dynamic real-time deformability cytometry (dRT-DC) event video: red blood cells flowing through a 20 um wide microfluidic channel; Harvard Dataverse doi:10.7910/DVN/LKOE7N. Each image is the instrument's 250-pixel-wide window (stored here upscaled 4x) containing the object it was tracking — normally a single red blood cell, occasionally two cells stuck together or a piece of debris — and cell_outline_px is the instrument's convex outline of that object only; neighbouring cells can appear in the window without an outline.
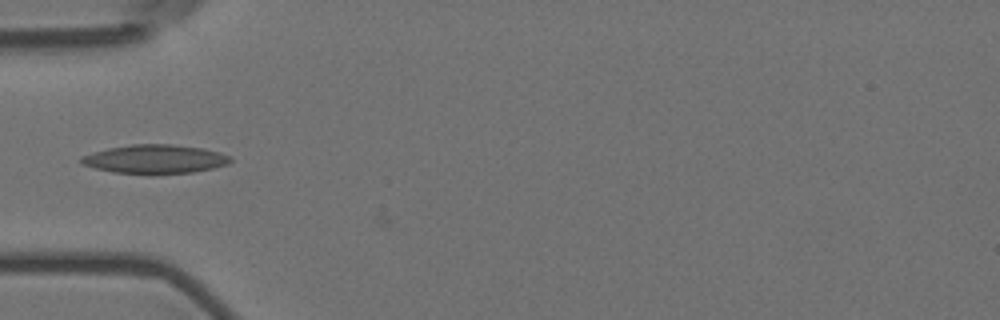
{"species": "Egyptian fruit bat (a non-hibernating species)", "species_latin": "Rousettus aegyptiacus", "temperature_condition": "room temperature", "stored_images_in_passage": 2, "camera_frame_rate_fps": 3000, "um_per_image_px": 0.085, "animal": {"sex": "female"}, "frame": {"image": 1, "passage_image": 1, "time_ms": 0.0, "image_size_px": [1000, 320], "cell_outline_px": [[232, 160], [228, 164], [212, 168], [192, 172], [156, 176], [148, 176], [112, 172], [80, 164], [80, 156], [108, 148], [132, 144], [168, 144], [204, 148], [220, 152], [228, 156]], "centroid_in_image_um": [13.14, 13.55], "position_along_channel_um": 71.9, "area_um2": 25.66}}